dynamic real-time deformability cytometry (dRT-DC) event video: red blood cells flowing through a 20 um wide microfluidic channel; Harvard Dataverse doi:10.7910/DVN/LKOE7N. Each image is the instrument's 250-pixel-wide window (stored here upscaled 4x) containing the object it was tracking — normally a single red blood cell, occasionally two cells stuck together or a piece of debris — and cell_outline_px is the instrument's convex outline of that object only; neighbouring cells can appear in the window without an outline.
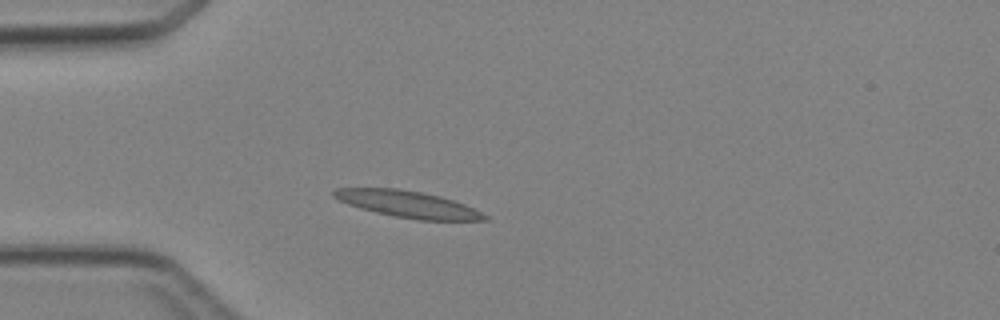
{"species": "Egyptian fruit bat (a non-hibernating species)", "species_latin": "Rousettus aegyptiacus", "temperature_condition": "cold", "stored_images_in_passage": 2, "camera_frame_rate_fps": 3000, "um_per_image_px": 0.085, "animal": {"sex": "female"}, "frame": {"image": 1, "passage_image": 2, "time_ms": 1.0, "image_size_px": [1000, 320], "cell_outline_px": [[488, 220], [420, 220], [392, 216], [360, 208], [348, 204], [332, 196], [332, 192], [336, 188], [396, 188], [420, 192], [440, 196], [464, 204], [488, 216]], "centroid_in_image_um": [34.64, 17.35], "position_along_channel_um": 50.4, "area_um2": 23.12}}